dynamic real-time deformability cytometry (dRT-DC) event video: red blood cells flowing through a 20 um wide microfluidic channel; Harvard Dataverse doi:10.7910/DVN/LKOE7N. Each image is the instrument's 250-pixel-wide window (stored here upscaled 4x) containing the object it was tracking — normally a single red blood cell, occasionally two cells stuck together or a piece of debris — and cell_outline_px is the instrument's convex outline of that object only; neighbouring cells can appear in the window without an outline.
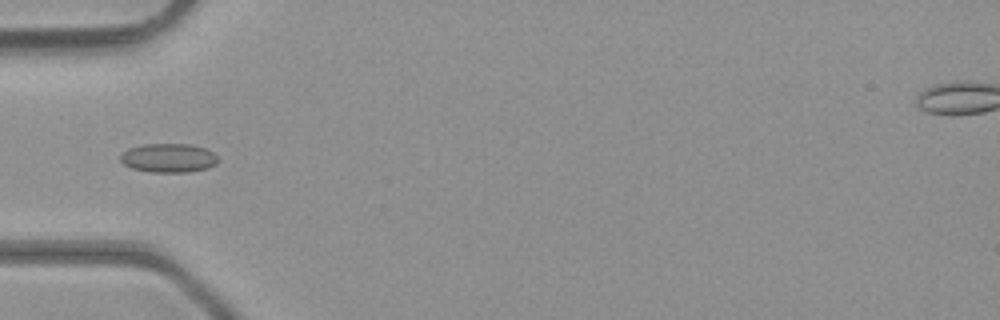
{"species": "common noctule bat (a hibernating species)", "species_latin": "Nyctalus noctula", "temperature_condition": "room temperature", "stored_images_in_passage": 6, "camera_frame_rate_fps": 3000, "um_per_image_px": 0.085, "animal": {"sex": "male", "body_mass_g": 23.1, "forearm_length_mm": 52.7}, "frame": {"image": 1, "passage_image": 4, "time_ms": 1.0, "image_size_px": [1000, 320], "cell_outline_px": [[220, 160], [216, 164], [208, 168], [188, 172], [152, 172], [132, 168], [124, 164], [120, 160], [120, 156], [128, 148], [144, 144], [188, 144], [204, 148], [212, 152]], "centroid_in_image_um": [14.34, 13.43], "position_along_channel_um": 70.7, "area_um2": 16.42}}
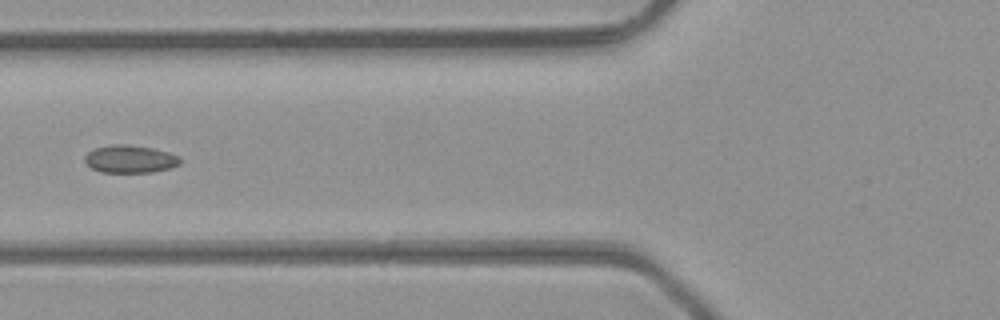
{"frame": {"image": 2, "passage_image": 5, "time_ms": 1.333, "image_size_px": [1000, 320], "cell_outline_px": [[180, 164], [168, 168], [152, 172], [100, 172], [92, 168], [84, 160], [84, 156], [88, 152], [96, 148], [112, 144], [128, 144], [152, 148], [168, 152], [180, 156]], "centroid_in_image_um": [11.05, 13.51], "position_along_channel_um": 114.8, "area_um2": 15.32}}
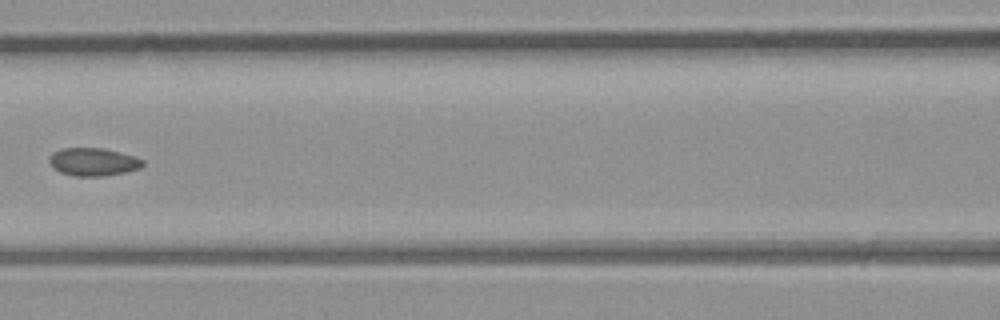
{"frame": {"image": 3, "passage_image": 6, "time_ms": 1.667, "image_size_px": [1000, 320], "cell_outline_px": [[144, 164], [140, 168], [124, 172], [104, 176], [76, 176], [60, 172], [52, 168], [48, 160], [52, 152], [60, 148], [104, 148], [136, 156], [144, 160]], "centroid_in_image_um": [7.91, 13.75], "position_along_channel_um": 158.7, "area_um2": 15.37}}